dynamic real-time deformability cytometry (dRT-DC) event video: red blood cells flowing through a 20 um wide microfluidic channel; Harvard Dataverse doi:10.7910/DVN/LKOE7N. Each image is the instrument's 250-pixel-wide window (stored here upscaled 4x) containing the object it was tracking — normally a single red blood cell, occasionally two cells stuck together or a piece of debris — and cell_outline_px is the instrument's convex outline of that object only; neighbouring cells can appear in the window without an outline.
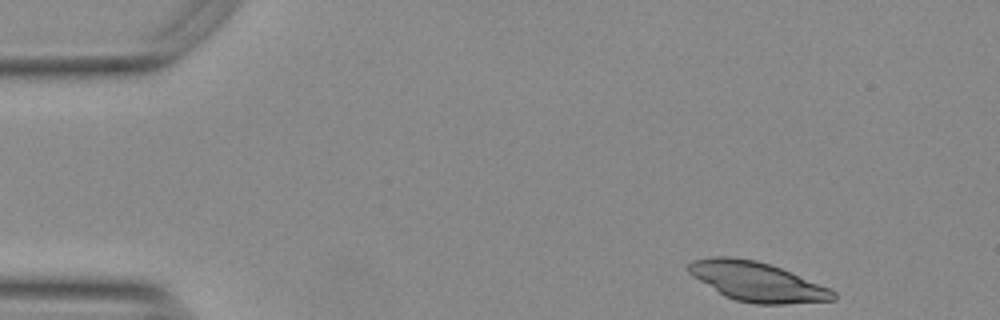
{"species": "Egyptian fruit bat (a non-hibernating species)", "species_latin": "Rousettus aegyptiacus", "temperature_condition": "warm", "stored_images_in_passage": 50, "camera_frame_rate_fps": 3000, "um_per_image_px": 0.085, "animal": {"sex": "female"}, "frame": {"image": 1, "passage_image": 1, "time_ms": 0.0, "image_size_px": [1000, 320], "cell_outline_px": [[836, 300], [784, 304], [756, 304], [736, 300], [724, 296], [692, 276], [688, 272], [688, 264], [692, 260], [712, 256], [728, 256], [756, 260], [792, 272], [828, 288], [836, 292]], "centroid_in_image_um": [64.32, 23.93], "position_along_channel_um": 20.7, "area_um2": 33.06}}